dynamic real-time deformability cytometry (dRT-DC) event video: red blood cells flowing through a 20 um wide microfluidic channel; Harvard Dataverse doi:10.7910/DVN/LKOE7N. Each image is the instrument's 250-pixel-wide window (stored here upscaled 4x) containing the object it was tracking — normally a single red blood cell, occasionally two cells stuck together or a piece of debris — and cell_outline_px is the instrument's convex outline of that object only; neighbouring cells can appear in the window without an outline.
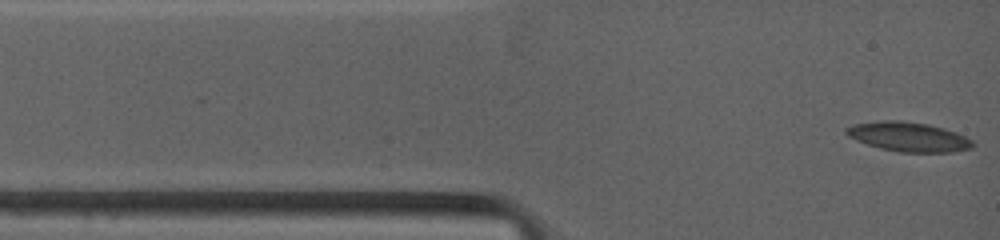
{"species": "common noctule bat (a hibernating species)", "species_latin": "Nyctalus noctula", "temperature_condition": "warm", "stored_images_in_passage": 45, "camera_frame_rate_fps": 4500, "um_per_image_px": 0.085, "animal": {"sex": "female", "body_mass_g": 19.0, "forearm_length_mm": 53.3}, "frame": {"image": 1, "passage_image": 1, "time_ms": 0.0, "image_size_px": [1000, 240], "cell_outline_px": [[972, 148], [952, 152], [900, 152], [880, 148], [856, 140], [848, 136], [844, 132], [844, 128], [852, 124], [884, 120], [900, 120], [928, 124], [944, 128], [956, 132], [972, 140]], "centroid_in_image_um": [77.19, 11.62], "position_along_channel_um": 7.8, "area_um2": 21.68}}
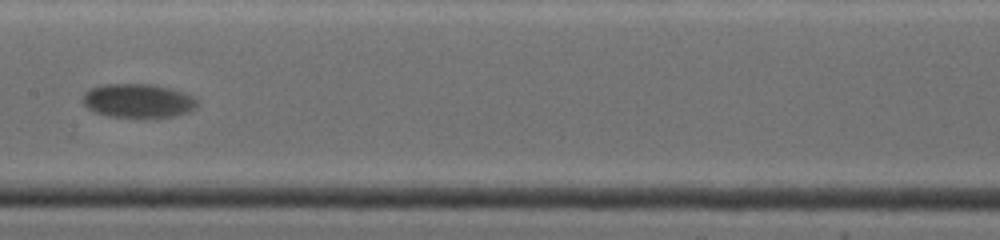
{"frame": {"image": 2, "passage_image": 13, "time_ms": 6.444, "image_size_px": [1000, 240], "cell_outline_px": [[196, 108], [188, 112], [176, 116], [144, 120], [108, 116], [92, 112], [80, 100], [84, 92], [88, 88], [104, 84], [156, 84], [172, 88], [184, 92], [192, 96], [196, 100]], "centroid_in_image_um": [11.7, 8.6], "position_along_channel_um": 195.7, "area_um2": 23.7}}
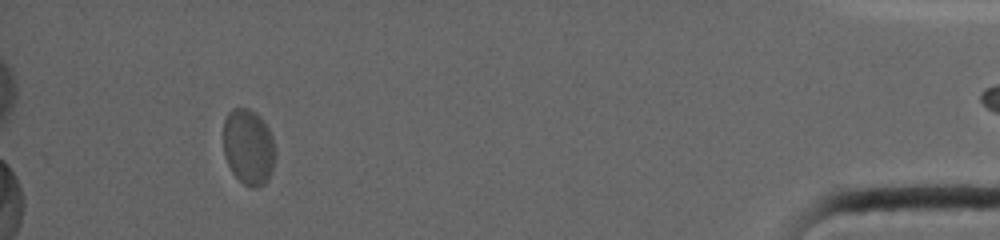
{"frame": {"image": 3, "passage_image": 39, "time_ms": 15.111, "image_size_px": [1000, 240], "cell_outline_px": [[272, 172], [268, 180], [264, 184], [256, 188], [252, 188], [244, 184], [232, 172], [224, 156], [224, 120], [228, 112], [232, 108], [248, 108], [256, 112], [264, 120], [272, 136]], "centroid_in_image_um": [21.09, 12.47], "position_along_channel_um": 414.1, "area_um2": 22.72}, "authors_computed_cell_mechanics": {"area_um2": 23.0044, "velocity_mm_per_s": 3.5848, "shape_relaxation_time_tau1_ms": 1.687, "shape_relaxation_time_tau2_ms": null, "deformation_change_tau1": 0.0684, "deformation_change_tau2": null}}